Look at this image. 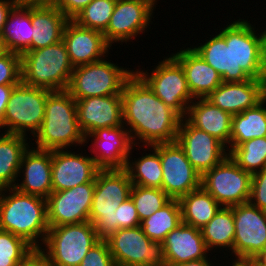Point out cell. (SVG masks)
Masks as SVG:
<instances>
[{"instance_id": "6da1fadb", "label": "cell", "mask_w": 266, "mask_h": 266, "mask_svg": "<svg viewBox=\"0 0 266 266\" xmlns=\"http://www.w3.org/2000/svg\"><path fill=\"white\" fill-rule=\"evenodd\" d=\"M121 96L123 124L134 145L176 142L182 117L158 98L136 73L125 83Z\"/></svg>"}, {"instance_id": "7a4b0ae2", "label": "cell", "mask_w": 266, "mask_h": 266, "mask_svg": "<svg viewBox=\"0 0 266 266\" xmlns=\"http://www.w3.org/2000/svg\"><path fill=\"white\" fill-rule=\"evenodd\" d=\"M49 228L45 198L14 187L0 189V230L22 237L38 250Z\"/></svg>"}, {"instance_id": "3957f363", "label": "cell", "mask_w": 266, "mask_h": 266, "mask_svg": "<svg viewBox=\"0 0 266 266\" xmlns=\"http://www.w3.org/2000/svg\"><path fill=\"white\" fill-rule=\"evenodd\" d=\"M44 113L41 128L30 139L32 147L48 151L82 149L85 136L78 124L76 100L67 90L50 91Z\"/></svg>"}, {"instance_id": "277c9868", "label": "cell", "mask_w": 266, "mask_h": 266, "mask_svg": "<svg viewBox=\"0 0 266 266\" xmlns=\"http://www.w3.org/2000/svg\"><path fill=\"white\" fill-rule=\"evenodd\" d=\"M73 70L62 40L21 55L22 82L33 87L67 90Z\"/></svg>"}, {"instance_id": "5b68a950", "label": "cell", "mask_w": 266, "mask_h": 266, "mask_svg": "<svg viewBox=\"0 0 266 266\" xmlns=\"http://www.w3.org/2000/svg\"><path fill=\"white\" fill-rule=\"evenodd\" d=\"M132 182L125 169H100L95 178V190L89 221L100 239L116 232V209L130 197Z\"/></svg>"}, {"instance_id": "8992f818", "label": "cell", "mask_w": 266, "mask_h": 266, "mask_svg": "<svg viewBox=\"0 0 266 266\" xmlns=\"http://www.w3.org/2000/svg\"><path fill=\"white\" fill-rule=\"evenodd\" d=\"M99 240L90 221L61 225L49 228L38 251L51 266H79L89 249Z\"/></svg>"}, {"instance_id": "52a82bcc", "label": "cell", "mask_w": 266, "mask_h": 266, "mask_svg": "<svg viewBox=\"0 0 266 266\" xmlns=\"http://www.w3.org/2000/svg\"><path fill=\"white\" fill-rule=\"evenodd\" d=\"M107 57L74 68L67 91L75 100L122 93L125 83L135 71L118 66Z\"/></svg>"}, {"instance_id": "ba28073f", "label": "cell", "mask_w": 266, "mask_h": 266, "mask_svg": "<svg viewBox=\"0 0 266 266\" xmlns=\"http://www.w3.org/2000/svg\"><path fill=\"white\" fill-rule=\"evenodd\" d=\"M49 92L48 89L33 87L22 81L15 85L1 124L3 131L26 137L31 134L32 139L41 128Z\"/></svg>"}, {"instance_id": "9c48e42d", "label": "cell", "mask_w": 266, "mask_h": 266, "mask_svg": "<svg viewBox=\"0 0 266 266\" xmlns=\"http://www.w3.org/2000/svg\"><path fill=\"white\" fill-rule=\"evenodd\" d=\"M158 63V64H157ZM154 63L153 69L144 70L137 66L135 73L149 86L154 94L182 118L186 117L189 105L194 101L182 66L168 54Z\"/></svg>"}, {"instance_id": "30bf717a", "label": "cell", "mask_w": 266, "mask_h": 266, "mask_svg": "<svg viewBox=\"0 0 266 266\" xmlns=\"http://www.w3.org/2000/svg\"><path fill=\"white\" fill-rule=\"evenodd\" d=\"M108 244L115 266H165L161 242L151 241L142 227L118 229L109 235Z\"/></svg>"}, {"instance_id": "8fae6325", "label": "cell", "mask_w": 266, "mask_h": 266, "mask_svg": "<svg viewBox=\"0 0 266 266\" xmlns=\"http://www.w3.org/2000/svg\"><path fill=\"white\" fill-rule=\"evenodd\" d=\"M233 21L234 82L266 79L261 29L241 17ZM258 31V32H257Z\"/></svg>"}, {"instance_id": "7c38bea8", "label": "cell", "mask_w": 266, "mask_h": 266, "mask_svg": "<svg viewBox=\"0 0 266 266\" xmlns=\"http://www.w3.org/2000/svg\"><path fill=\"white\" fill-rule=\"evenodd\" d=\"M252 175L228 155L201 176V186L223 207L249 202Z\"/></svg>"}, {"instance_id": "4fadbf2b", "label": "cell", "mask_w": 266, "mask_h": 266, "mask_svg": "<svg viewBox=\"0 0 266 266\" xmlns=\"http://www.w3.org/2000/svg\"><path fill=\"white\" fill-rule=\"evenodd\" d=\"M158 3V0H117L109 25L103 32L105 41L111 47L115 43L123 45L149 32L147 29L153 23L151 20L155 18Z\"/></svg>"}, {"instance_id": "5bb4252c", "label": "cell", "mask_w": 266, "mask_h": 266, "mask_svg": "<svg viewBox=\"0 0 266 266\" xmlns=\"http://www.w3.org/2000/svg\"><path fill=\"white\" fill-rule=\"evenodd\" d=\"M232 207L235 223L234 265H246L266 248V211L249 202Z\"/></svg>"}, {"instance_id": "9a60e30c", "label": "cell", "mask_w": 266, "mask_h": 266, "mask_svg": "<svg viewBox=\"0 0 266 266\" xmlns=\"http://www.w3.org/2000/svg\"><path fill=\"white\" fill-rule=\"evenodd\" d=\"M152 147L160 154L162 190L171 199H179L201 186V175L188 161L177 142L156 144Z\"/></svg>"}, {"instance_id": "2e32d148", "label": "cell", "mask_w": 266, "mask_h": 266, "mask_svg": "<svg viewBox=\"0 0 266 266\" xmlns=\"http://www.w3.org/2000/svg\"><path fill=\"white\" fill-rule=\"evenodd\" d=\"M176 142L201 176L229 155L223 143L207 132L194 127L186 118H182L180 122Z\"/></svg>"}, {"instance_id": "e0dca14e", "label": "cell", "mask_w": 266, "mask_h": 266, "mask_svg": "<svg viewBox=\"0 0 266 266\" xmlns=\"http://www.w3.org/2000/svg\"><path fill=\"white\" fill-rule=\"evenodd\" d=\"M95 182L51 192L46 199L49 227L89 221Z\"/></svg>"}, {"instance_id": "ac0fdd59", "label": "cell", "mask_w": 266, "mask_h": 266, "mask_svg": "<svg viewBox=\"0 0 266 266\" xmlns=\"http://www.w3.org/2000/svg\"><path fill=\"white\" fill-rule=\"evenodd\" d=\"M84 139V148L92 139V145L89 144L90 156L100 169H124L134 146L125 126L100 128L86 134Z\"/></svg>"}, {"instance_id": "d6986e66", "label": "cell", "mask_w": 266, "mask_h": 266, "mask_svg": "<svg viewBox=\"0 0 266 266\" xmlns=\"http://www.w3.org/2000/svg\"><path fill=\"white\" fill-rule=\"evenodd\" d=\"M79 149L52 151V192L95 182L100 168L90 154H82Z\"/></svg>"}, {"instance_id": "ffe728a7", "label": "cell", "mask_w": 266, "mask_h": 266, "mask_svg": "<svg viewBox=\"0 0 266 266\" xmlns=\"http://www.w3.org/2000/svg\"><path fill=\"white\" fill-rule=\"evenodd\" d=\"M62 41L74 68L99 61L114 49L105 41L103 32L82 27L73 20L66 23Z\"/></svg>"}, {"instance_id": "44dd1931", "label": "cell", "mask_w": 266, "mask_h": 266, "mask_svg": "<svg viewBox=\"0 0 266 266\" xmlns=\"http://www.w3.org/2000/svg\"><path fill=\"white\" fill-rule=\"evenodd\" d=\"M51 169L52 151L36 149L30 145L22 155L14 188L21 193L47 199L52 192Z\"/></svg>"}, {"instance_id": "7402d4cb", "label": "cell", "mask_w": 266, "mask_h": 266, "mask_svg": "<svg viewBox=\"0 0 266 266\" xmlns=\"http://www.w3.org/2000/svg\"><path fill=\"white\" fill-rule=\"evenodd\" d=\"M76 107L84 136L100 128L124 126L121 94L79 99Z\"/></svg>"}, {"instance_id": "603a6c76", "label": "cell", "mask_w": 266, "mask_h": 266, "mask_svg": "<svg viewBox=\"0 0 266 266\" xmlns=\"http://www.w3.org/2000/svg\"><path fill=\"white\" fill-rule=\"evenodd\" d=\"M265 97V80L251 78L243 82H222L206 99L234 116L255 107Z\"/></svg>"}, {"instance_id": "cb8c5ba5", "label": "cell", "mask_w": 266, "mask_h": 266, "mask_svg": "<svg viewBox=\"0 0 266 266\" xmlns=\"http://www.w3.org/2000/svg\"><path fill=\"white\" fill-rule=\"evenodd\" d=\"M171 56L182 66L194 99L208 97L223 82L221 75L191 47L182 46Z\"/></svg>"}, {"instance_id": "d4e9b609", "label": "cell", "mask_w": 266, "mask_h": 266, "mask_svg": "<svg viewBox=\"0 0 266 266\" xmlns=\"http://www.w3.org/2000/svg\"><path fill=\"white\" fill-rule=\"evenodd\" d=\"M162 246L166 265L183 264L208 258L210 254H213L209 253L201 230L183 222L169 232Z\"/></svg>"}, {"instance_id": "484cf974", "label": "cell", "mask_w": 266, "mask_h": 266, "mask_svg": "<svg viewBox=\"0 0 266 266\" xmlns=\"http://www.w3.org/2000/svg\"><path fill=\"white\" fill-rule=\"evenodd\" d=\"M227 22L220 29L214 28L219 31L204 43L190 47L221 75L223 82H234L233 21Z\"/></svg>"}, {"instance_id": "4316f807", "label": "cell", "mask_w": 266, "mask_h": 266, "mask_svg": "<svg viewBox=\"0 0 266 266\" xmlns=\"http://www.w3.org/2000/svg\"><path fill=\"white\" fill-rule=\"evenodd\" d=\"M194 127H197L223 143L230 153L232 116L226 111L214 106L206 98H196L189 105L185 117Z\"/></svg>"}, {"instance_id": "83f0119b", "label": "cell", "mask_w": 266, "mask_h": 266, "mask_svg": "<svg viewBox=\"0 0 266 266\" xmlns=\"http://www.w3.org/2000/svg\"><path fill=\"white\" fill-rule=\"evenodd\" d=\"M68 20L55 5L31 6V50L60 42Z\"/></svg>"}, {"instance_id": "f1b7e54d", "label": "cell", "mask_w": 266, "mask_h": 266, "mask_svg": "<svg viewBox=\"0 0 266 266\" xmlns=\"http://www.w3.org/2000/svg\"><path fill=\"white\" fill-rule=\"evenodd\" d=\"M201 232L210 253L219 251L218 253H221V255H226L223 260L230 256L231 259L228 258V263L227 260H225V263L228 265L233 264L235 223L232 207L222 206L215 216L201 229ZM224 250H226V253Z\"/></svg>"}, {"instance_id": "f546056e", "label": "cell", "mask_w": 266, "mask_h": 266, "mask_svg": "<svg viewBox=\"0 0 266 266\" xmlns=\"http://www.w3.org/2000/svg\"><path fill=\"white\" fill-rule=\"evenodd\" d=\"M32 33L31 6L15 5L0 34L7 51L19 55L31 51Z\"/></svg>"}, {"instance_id": "4dcf8cb0", "label": "cell", "mask_w": 266, "mask_h": 266, "mask_svg": "<svg viewBox=\"0 0 266 266\" xmlns=\"http://www.w3.org/2000/svg\"><path fill=\"white\" fill-rule=\"evenodd\" d=\"M134 145L127 159L125 170L133 185L162 189V167L160 154L152 146H144L145 150L137 159L132 157L134 150L139 152L142 146ZM149 149V150H148ZM146 151H149L146 153ZM152 152V153H151ZM145 154V155H144ZM134 158V159H133Z\"/></svg>"}, {"instance_id": "1f68e13d", "label": "cell", "mask_w": 266, "mask_h": 266, "mask_svg": "<svg viewBox=\"0 0 266 266\" xmlns=\"http://www.w3.org/2000/svg\"><path fill=\"white\" fill-rule=\"evenodd\" d=\"M30 142V138L23 135L4 133L0 137V189L15 186L22 155Z\"/></svg>"}, {"instance_id": "d6a6232c", "label": "cell", "mask_w": 266, "mask_h": 266, "mask_svg": "<svg viewBox=\"0 0 266 266\" xmlns=\"http://www.w3.org/2000/svg\"><path fill=\"white\" fill-rule=\"evenodd\" d=\"M182 222L202 229L222 207L202 186L179 199Z\"/></svg>"}, {"instance_id": "836d02e7", "label": "cell", "mask_w": 266, "mask_h": 266, "mask_svg": "<svg viewBox=\"0 0 266 266\" xmlns=\"http://www.w3.org/2000/svg\"><path fill=\"white\" fill-rule=\"evenodd\" d=\"M266 137V97L255 107L232 116L230 152L241 143Z\"/></svg>"}, {"instance_id": "e575fe53", "label": "cell", "mask_w": 266, "mask_h": 266, "mask_svg": "<svg viewBox=\"0 0 266 266\" xmlns=\"http://www.w3.org/2000/svg\"><path fill=\"white\" fill-rule=\"evenodd\" d=\"M182 223L178 199H171L166 205L141 221L144 234L154 242H163L166 236Z\"/></svg>"}, {"instance_id": "d590c367", "label": "cell", "mask_w": 266, "mask_h": 266, "mask_svg": "<svg viewBox=\"0 0 266 266\" xmlns=\"http://www.w3.org/2000/svg\"><path fill=\"white\" fill-rule=\"evenodd\" d=\"M229 156L251 175L266 168V137L247 140L236 146Z\"/></svg>"}, {"instance_id": "8d00e7d4", "label": "cell", "mask_w": 266, "mask_h": 266, "mask_svg": "<svg viewBox=\"0 0 266 266\" xmlns=\"http://www.w3.org/2000/svg\"><path fill=\"white\" fill-rule=\"evenodd\" d=\"M117 0H92L72 20L82 27L104 32L110 22Z\"/></svg>"}, {"instance_id": "74e56055", "label": "cell", "mask_w": 266, "mask_h": 266, "mask_svg": "<svg viewBox=\"0 0 266 266\" xmlns=\"http://www.w3.org/2000/svg\"><path fill=\"white\" fill-rule=\"evenodd\" d=\"M35 251L22 237L0 230V266H18Z\"/></svg>"}, {"instance_id": "f35d334b", "label": "cell", "mask_w": 266, "mask_h": 266, "mask_svg": "<svg viewBox=\"0 0 266 266\" xmlns=\"http://www.w3.org/2000/svg\"><path fill=\"white\" fill-rule=\"evenodd\" d=\"M130 198L135 205L140 221L150 217L171 200L162 189L138 185H132Z\"/></svg>"}, {"instance_id": "ab89813d", "label": "cell", "mask_w": 266, "mask_h": 266, "mask_svg": "<svg viewBox=\"0 0 266 266\" xmlns=\"http://www.w3.org/2000/svg\"><path fill=\"white\" fill-rule=\"evenodd\" d=\"M21 81V55L7 52L0 58V85L19 84Z\"/></svg>"}, {"instance_id": "60d3db41", "label": "cell", "mask_w": 266, "mask_h": 266, "mask_svg": "<svg viewBox=\"0 0 266 266\" xmlns=\"http://www.w3.org/2000/svg\"><path fill=\"white\" fill-rule=\"evenodd\" d=\"M79 266H115L105 239H100L89 249Z\"/></svg>"}, {"instance_id": "b9f144b4", "label": "cell", "mask_w": 266, "mask_h": 266, "mask_svg": "<svg viewBox=\"0 0 266 266\" xmlns=\"http://www.w3.org/2000/svg\"><path fill=\"white\" fill-rule=\"evenodd\" d=\"M116 211V231L118 229L135 228L141 225L137 210L129 197L121 203Z\"/></svg>"}, {"instance_id": "7bdbcfd3", "label": "cell", "mask_w": 266, "mask_h": 266, "mask_svg": "<svg viewBox=\"0 0 266 266\" xmlns=\"http://www.w3.org/2000/svg\"><path fill=\"white\" fill-rule=\"evenodd\" d=\"M249 203L266 211V168L252 175Z\"/></svg>"}, {"instance_id": "ee69618b", "label": "cell", "mask_w": 266, "mask_h": 266, "mask_svg": "<svg viewBox=\"0 0 266 266\" xmlns=\"http://www.w3.org/2000/svg\"><path fill=\"white\" fill-rule=\"evenodd\" d=\"M92 0H56L55 6L69 19L72 20Z\"/></svg>"}, {"instance_id": "f6af8a7d", "label": "cell", "mask_w": 266, "mask_h": 266, "mask_svg": "<svg viewBox=\"0 0 266 266\" xmlns=\"http://www.w3.org/2000/svg\"><path fill=\"white\" fill-rule=\"evenodd\" d=\"M17 84L0 85V123H3L4 115L10 94Z\"/></svg>"}, {"instance_id": "bcb514c9", "label": "cell", "mask_w": 266, "mask_h": 266, "mask_svg": "<svg viewBox=\"0 0 266 266\" xmlns=\"http://www.w3.org/2000/svg\"><path fill=\"white\" fill-rule=\"evenodd\" d=\"M18 266H51L48 260L36 250L24 262Z\"/></svg>"}, {"instance_id": "7dc6e473", "label": "cell", "mask_w": 266, "mask_h": 266, "mask_svg": "<svg viewBox=\"0 0 266 266\" xmlns=\"http://www.w3.org/2000/svg\"><path fill=\"white\" fill-rule=\"evenodd\" d=\"M15 5V0H0V34L10 11Z\"/></svg>"}, {"instance_id": "c3c4849f", "label": "cell", "mask_w": 266, "mask_h": 266, "mask_svg": "<svg viewBox=\"0 0 266 266\" xmlns=\"http://www.w3.org/2000/svg\"><path fill=\"white\" fill-rule=\"evenodd\" d=\"M212 259H213V262H212ZM214 259L215 260L217 259L216 254L211 259L209 256L208 258H202L199 260L189 261V262L183 263V264H168L165 266H214L215 265ZM217 265L222 266V264H220V263H216L215 266H217Z\"/></svg>"}, {"instance_id": "681fc988", "label": "cell", "mask_w": 266, "mask_h": 266, "mask_svg": "<svg viewBox=\"0 0 266 266\" xmlns=\"http://www.w3.org/2000/svg\"><path fill=\"white\" fill-rule=\"evenodd\" d=\"M20 6L55 5L56 0H15Z\"/></svg>"}, {"instance_id": "f907efd6", "label": "cell", "mask_w": 266, "mask_h": 266, "mask_svg": "<svg viewBox=\"0 0 266 266\" xmlns=\"http://www.w3.org/2000/svg\"><path fill=\"white\" fill-rule=\"evenodd\" d=\"M246 265L247 266H266V248L260 251Z\"/></svg>"}, {"instance_id": "816d5d0a", "label": "cell", "mask_w": 266, "mask_h": 266, "mask_svg": "<svg viewBox=\"0 0 266 266\" xmlns=\"http://www.w3.org/2000/svg\"><path fill=\"white\" fill-rule=\"evenodd\" d=\"M262 32V36H263V57H264V61H266V25H265V29H261Z\"/></svg>"}, {"instance_id": "f5cc1de1", "label": "cell", "mask_w": 266, "mask_h": 266, "mask_svg": "<svg viewBox=\"0 0 266 266\" xmlns=\"http://www.w3.org/2000/svg\"><path fill=\"white\" fill-rule=\"evenodd\" d=\"M7 49L4 45L2 38L0 37V58L7 53Z\"/></svg>"}, {"instance_id": "db71d44e", "label": "cell", "mask_w": 266, "mask_h": 266, "mask_svg": "<svg viewBox=\"0 0 266 266\" xmlns=\"http://www.w3.org/2000/svg\"><path fill=\"white\" fill-rule=\"evenodd\" d=\"M0 129L3 130L1 123H0ZM1 132H2V133H1ZM4 133H5V132H3V131L0 130V137H1Z\"/></svg>"}, {"instance_id": "11a10c76", "label": "cell", "mask_w": 266, "mask_h": 266, "mask_svg": "<svg viewBox=\"0 0 266 266\" xmlns=\"http://www.w3.org/2000/svg\"><path fill=\"white\" fill-rule=\"evenodd\" d=\"M224 266H247V265H234V264H229V265H224Z\"/></svg>"}]
</instances>
